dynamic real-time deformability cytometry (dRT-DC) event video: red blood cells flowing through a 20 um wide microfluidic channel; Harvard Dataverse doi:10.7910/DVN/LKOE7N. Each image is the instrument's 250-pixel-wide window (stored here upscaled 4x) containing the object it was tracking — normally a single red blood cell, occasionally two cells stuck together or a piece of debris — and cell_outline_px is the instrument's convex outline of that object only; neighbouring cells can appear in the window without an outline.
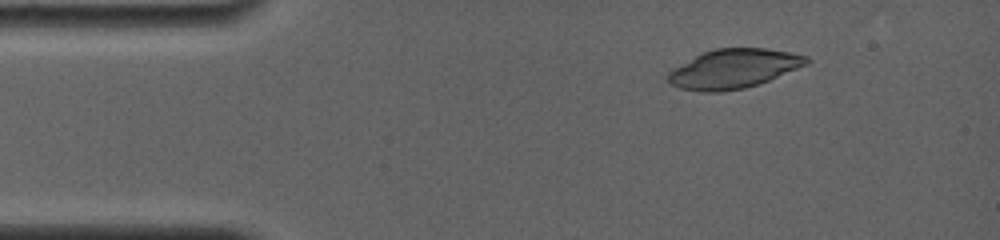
{"species": "common noctule bat (a hibernating species)", "species_latin": "Nyctalus noctula", "temperature_condition": "room temperature", "stored_images_in_passage": 9, "camera_frame_rate_fps": 4000, "um_per_image_px": 0.085, "animal": {"sex": "female", "body_mass_g": 19.0, "forearm_length_mm": 56.7}, "frame": {"image": 1, "passage_image": 1, "time_ms": 0.0, "image_size_px": [1000, 240], "cell_outline_px": [[808, 64], [768, 80], [744, 88], [720, 92], [700, 92], [680, 88], [672, 84], [668, 80], [668, 72], [672, 68], [700, 52], [716, 48], [764, 48], [792, 52], [808, 56]], "centroid_in_image_um": [62.32, 5.83], "position_along_channel_um": 22.7, "area_um2": 31.67}}